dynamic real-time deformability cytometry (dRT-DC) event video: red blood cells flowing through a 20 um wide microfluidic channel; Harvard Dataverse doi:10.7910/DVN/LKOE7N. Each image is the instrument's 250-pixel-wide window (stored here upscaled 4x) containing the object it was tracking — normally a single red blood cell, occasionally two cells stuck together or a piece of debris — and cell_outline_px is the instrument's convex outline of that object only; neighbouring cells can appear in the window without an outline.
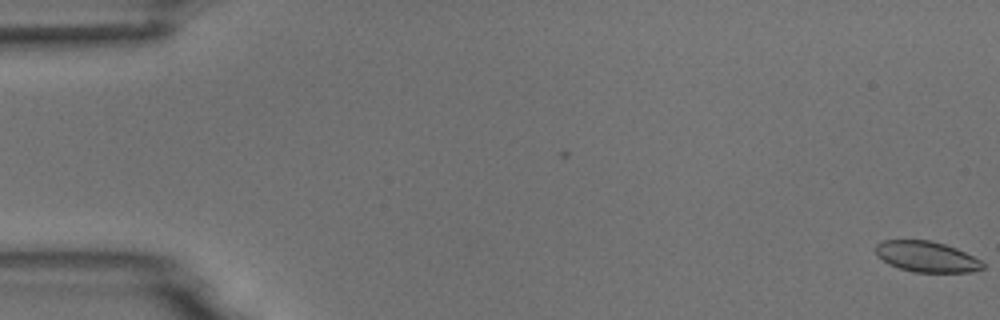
{"species": "common noctule bat (a hibernating species)", "species_latin": "Nyctalus noctula", "temperature_condition": "room temperature", "stored_images_in_passage": 2, "camera_frame_rate_fps": 3000, "um_per_image_px": 0.085, "animal": {"sex": "male", "body_mass_g": 18.8}, "frame": {"image": 1, "passage_image": 2, "time_ms": 1.333, "image_size_px": [1000, 320], "cell_outline_px": [[984, 268], [968, 272], [912, 272], [888, 264], [876, 256], [876, 244], [884, 240], [928, 240], [944, 244], [956, 248], [980, 260], [984, 264]], "centroid_in_image_um": [78.72, 21.82], "position_along_channel_um": 6.3, "area_um2": 19.07}}